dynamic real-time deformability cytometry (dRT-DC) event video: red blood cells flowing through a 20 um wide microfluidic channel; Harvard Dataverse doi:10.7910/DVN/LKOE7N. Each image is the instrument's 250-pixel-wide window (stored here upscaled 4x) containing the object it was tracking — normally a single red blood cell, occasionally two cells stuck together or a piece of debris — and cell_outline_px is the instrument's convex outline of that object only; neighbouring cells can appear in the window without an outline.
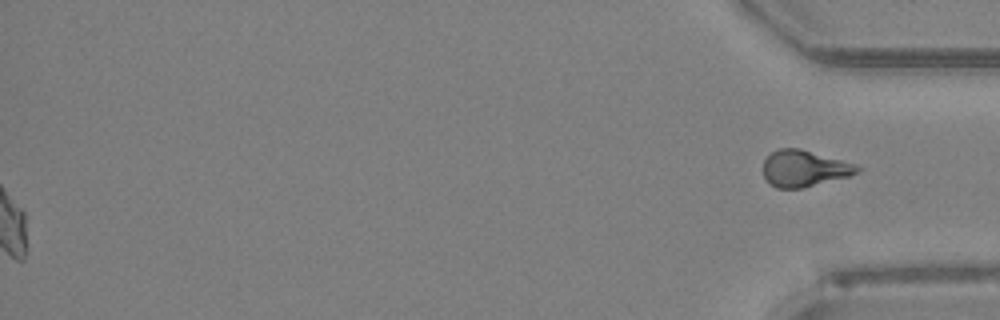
{"species": "Egyptian fruit bat (a non-hibernating species)", "species_latin": "Rousettus aegyptiacus", "temperature_condition": "room temperature", "stored_images_in_passage": 51, "segment_of_instrument_passage": [2, 2], "camera_frame_rate_fps": 3000, "um_per_image_px": 0.085, "animal": {"sex": "female"}, "frame": {"image": 1, "passage_image": 51, "time_ms": 16.667, "image_size_px": [1000, 320], "cell_outline_px": [[864, 168], [848, 176], [800, 188], [776, 188], [768, 184], [764, 176], [764, 160], [772, 152], [780, 148], [800, 148], [856, 164]], "centroid_in_image_um": [68.34, 14.31], "position_along_channel_um": 366.9, "area_um2": 19.77}}